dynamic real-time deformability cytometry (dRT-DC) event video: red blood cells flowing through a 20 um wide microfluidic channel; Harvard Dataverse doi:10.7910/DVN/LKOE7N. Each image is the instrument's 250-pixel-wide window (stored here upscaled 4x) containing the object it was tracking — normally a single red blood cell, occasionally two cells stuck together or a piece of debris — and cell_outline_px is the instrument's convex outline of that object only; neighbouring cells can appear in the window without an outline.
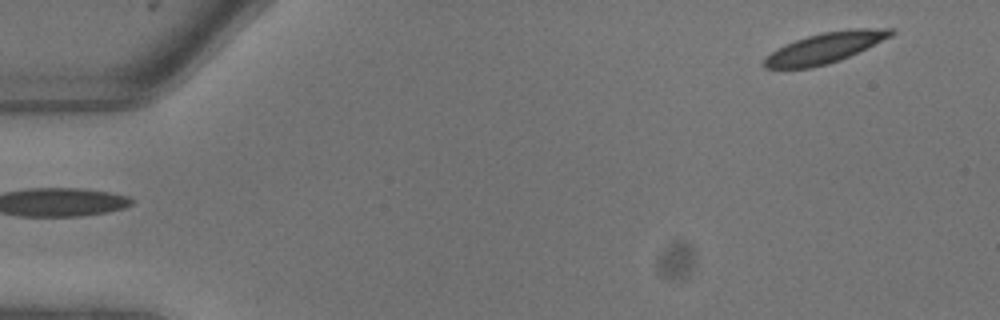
{"species": "common noctule bat (a hibernating species)", "species_latin": "Nyctalus noctula", "temperature_condition": "warm", "stored_images_in_passage": 8, "segment_of_instrument_passage": [2, 2], "camera_frame_rate_fps": 3000, "um_per_image_px": 0.085, "animal": {"sex": "male", "body_mass_g": 13.3}, "frame": {"image": 1, "passage_image": 8, "time_ms": 2.333, "image_size_px": [1000, 320], "cell_outline_px": [[896, 32], [892, 36], [840, 60], [828, 64], [812, 68], [764, 68], [764, 60], [776, 48], [784, 44], [808, 36], [824, 32], [856, 28], [892, 28]], "centroid_in_image_um": [70.14, 4.06], "position_along_channel_um": 14.9, "area_um2": 22.31}}